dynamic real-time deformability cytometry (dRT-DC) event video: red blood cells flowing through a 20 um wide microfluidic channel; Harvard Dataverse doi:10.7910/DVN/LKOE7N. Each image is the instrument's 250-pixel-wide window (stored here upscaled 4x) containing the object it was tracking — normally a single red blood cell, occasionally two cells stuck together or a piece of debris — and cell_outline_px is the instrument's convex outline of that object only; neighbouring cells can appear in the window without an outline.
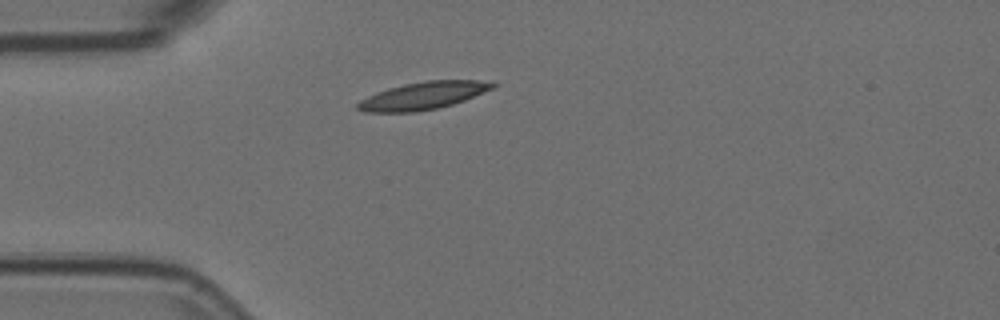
{"species": "Egyptian fruit bat (a non-hibernating species)", "species_latin": "Rousettus aegyptiacus", "temperature_condition": "room temperature", "stored_images_in_passage": 1, "camera_frame_rate_fps": 3000, "um_per_image_px": 0.085, "animal": {"sex": "female"}, "frame": {"image": 1, "passage_image": 1, "time_ms": 0.0, "image_size_px": [1000, 320], "cell_outline_px": [[496, 88], [464, 100], [452, 104], [436, 108], [416, 112], [364, 112], [356, 108], [356, 104], [360, 100], [376, 92], [388, 88], [404, 84], [428, 80], [476, 80], [496, 84]], "centroid_in_image_um": [35.94, 8.13], "position_along_channel_um": 49.1, "area_um2": 21.56}}